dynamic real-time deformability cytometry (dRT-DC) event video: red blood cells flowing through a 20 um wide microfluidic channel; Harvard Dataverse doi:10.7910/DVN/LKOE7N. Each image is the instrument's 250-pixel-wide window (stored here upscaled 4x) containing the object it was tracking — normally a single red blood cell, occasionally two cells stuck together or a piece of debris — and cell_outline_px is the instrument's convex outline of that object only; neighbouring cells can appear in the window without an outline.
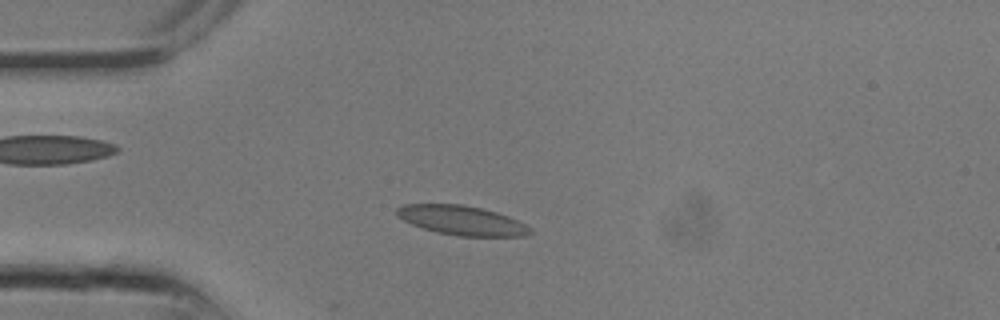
{"species": "common noctule bat (a hibernating species)", "species_latin": "Nyctalus noctula", "temperature_condition": "room temperature", "stored_images_in_passage": 12, "camera_frame_rate_fps": 3000, "um_per_image_px": 0.085, "animal": {"sex": "male", "body_mass_g": 13.3}, "frame": {"image": 1, "passage_image": 5, "time_ms": 1.333, "image_size_px": [1000, 320], "cell_outline_px": [[532, 232], [524, 236], [460, 236], [436, 232], [412, 224], [396, 216], [396, 208], [404, 204], [464, 204], [496, 212], [508, 216], [532, 228]], "centroid_in_image_um": [39.24, 18.73], "position_along_channel_um": 45.8, "area_um2": 22.72}}
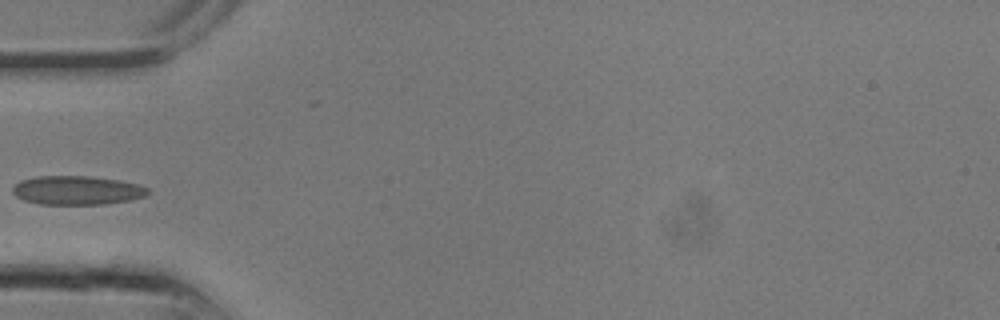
{"frame": {"image": 2, "passage_image": 7, "time_ms": 2.0, "image_size_px": [1000, 320], "cell_outline_px": [[148, 192], [144, 196], [128, 200], [104, 204], [40, 204], [24, 200], [16, 196], [12, 192], [12, 188], [20, 180], [36, 176], [88, 176], [116, 180], [136, 184], [148, 188]], "centroid_in_image_um": [6.48, 16.17], "position_along_channel_um": 78.5, "area_um2": 22.48}}
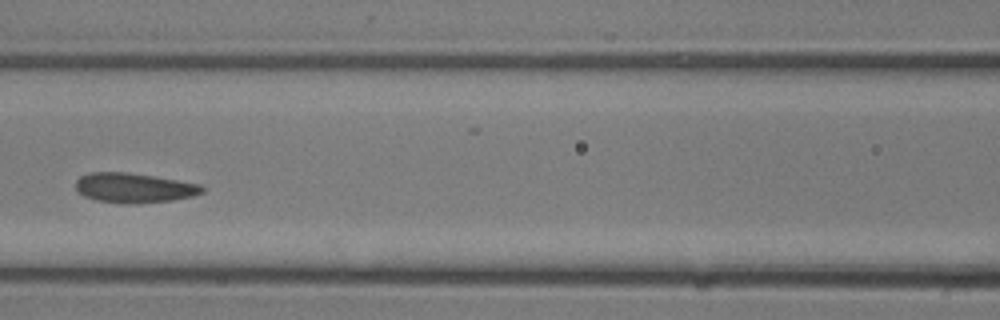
{"frame": {"image": 3, "passage_image": 10, "time_ms": 3.0, "image_size_px": [1000, 320], "cell_outline_px": [[204, 192], [192, 196], [172, 200], [140, 204], [128, 204], [96, 200], [84, 196], [76, 188], [76, 180], [80, 176], [92, 172], [124, 172], [152, 176], [200, 184], [204, 188]], "centroid_in_image_um": [11.39, 15.98], "position_along_channel_um": 155.2, "area_um2": 21.79}}